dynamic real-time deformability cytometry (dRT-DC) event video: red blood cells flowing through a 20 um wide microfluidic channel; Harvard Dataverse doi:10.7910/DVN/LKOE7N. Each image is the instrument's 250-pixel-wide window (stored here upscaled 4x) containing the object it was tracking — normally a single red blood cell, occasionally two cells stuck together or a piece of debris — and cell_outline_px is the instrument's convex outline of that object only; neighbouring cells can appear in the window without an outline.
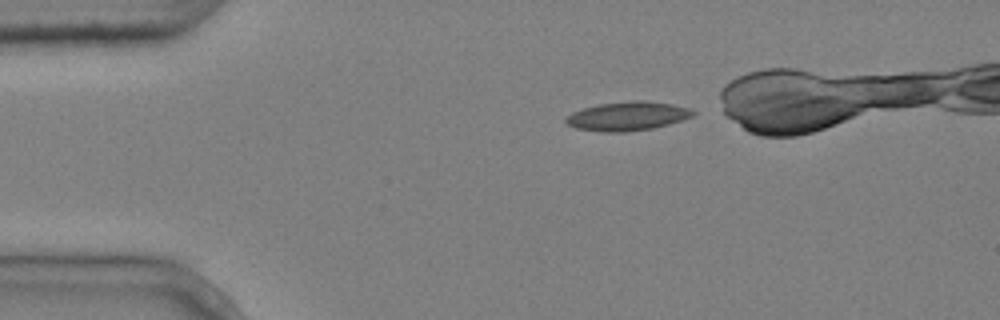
{"species": "common noctule bat (a hibernating species)", "species_latin": "Nyctalus noctula", "temperature_condition": "cold", "stored_images_in_passage": 7, "camera_frame_rate_fps": 3000, "um_per_image_px": 0.085, "animal": {"sex": "male", "body_mass_g": 20.4}, "frame": {"image": 1, "passage_image": 1, "time_ms": 0.0, "image_size_px": [1000, 320], "cell_outline_px": [[696, 112], [692, 116], [684, 120], [652, 128], [624, 132], [604, 132], [576, 128], [568, 124], [564, 120], [572, 112], [584, 108], [600, 104], [636, 100], [644, 100], [672, 104], [688, 108]], "centroid_in_image_um": [53.35, 9.87], "position_along_channel_um": 31.6, "area_um2": 21.21}}